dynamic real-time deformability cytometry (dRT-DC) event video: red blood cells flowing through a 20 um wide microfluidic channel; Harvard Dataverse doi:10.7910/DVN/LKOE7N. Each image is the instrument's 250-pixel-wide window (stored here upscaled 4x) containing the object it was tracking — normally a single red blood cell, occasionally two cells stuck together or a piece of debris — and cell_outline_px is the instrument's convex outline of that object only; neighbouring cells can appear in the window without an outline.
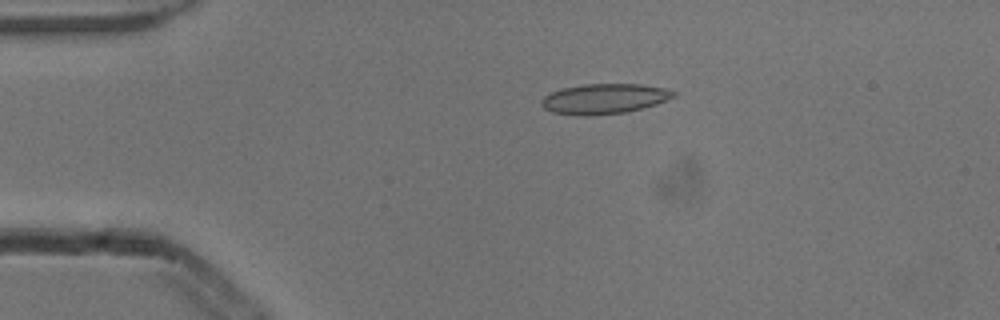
{"species": "common noctule bat (a hibernating species)", "species_latin": "Nyctalus noctula", "temperature_condition": "cold", "stored_images_in_passage": 3, "camera_frame_rate_fps": 3000, "um_per_image_px": 0.085, "animal": {"sex": "male", "body_mass_g": 13.3}, "frame": {"image": 1, "passage_image": 2, "time_ms": 0.333, "image_size_px": [1000, 320], "cell_outline_px": [[676, 96], [656, 104], [644, 108], [624, 112], [592, 116], [576, 116], [552, 112], [544, 108], [540, 104], [540, 100], [544, 96], [552, 92], [564, 88], [584, 84], [640, 84], [664, 88], [676, 92]], "centroid_in_image_um": [51.34, 8.41], "position_along_channel_um": 33.7, "area_um2": 23.29}}